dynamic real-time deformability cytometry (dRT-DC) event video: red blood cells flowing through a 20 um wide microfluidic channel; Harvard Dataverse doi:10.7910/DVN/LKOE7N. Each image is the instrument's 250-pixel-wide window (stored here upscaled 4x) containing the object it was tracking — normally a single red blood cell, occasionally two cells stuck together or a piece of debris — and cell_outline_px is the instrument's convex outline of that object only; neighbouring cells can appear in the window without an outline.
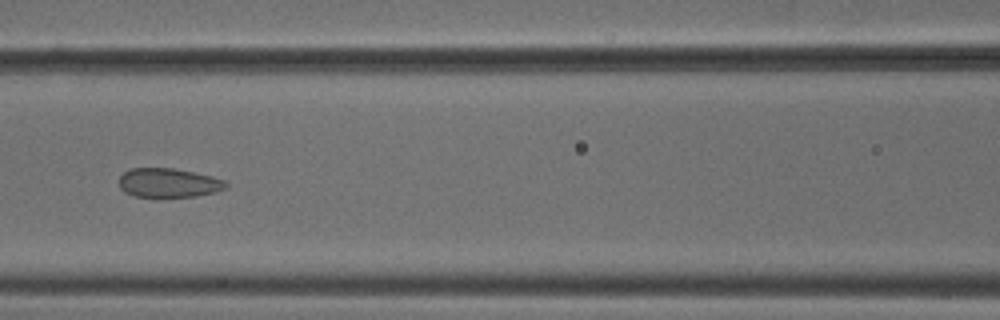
{"species": "common noctule bat (a hibernating species)", "species_latin": "Nyctalus noctula", "temperature_condition": "cold", "stored_images_in_passage": 5, "camera_frame_rate_fps": 3000, "um_per_image_px": 0.085, "animal": {"sex": "male", "body_mass_g": 18.8}, "frame": {"image": 1, "passage_image": 5, "time_ms": 1.333, "image_size_px": [1000, 320], "cell_outline_px": [[228, 188], [216, 192], [196, 196], [136, 196], [124, 192], [120, 188], [120, 176], [128, 168], [176, 168], [212, 176], [224, 180], [228, 184]], "centroid_in_image_um": [14.35, 15.52], "position_along_channel_um": 152.2, "area_um2": 18.15}}